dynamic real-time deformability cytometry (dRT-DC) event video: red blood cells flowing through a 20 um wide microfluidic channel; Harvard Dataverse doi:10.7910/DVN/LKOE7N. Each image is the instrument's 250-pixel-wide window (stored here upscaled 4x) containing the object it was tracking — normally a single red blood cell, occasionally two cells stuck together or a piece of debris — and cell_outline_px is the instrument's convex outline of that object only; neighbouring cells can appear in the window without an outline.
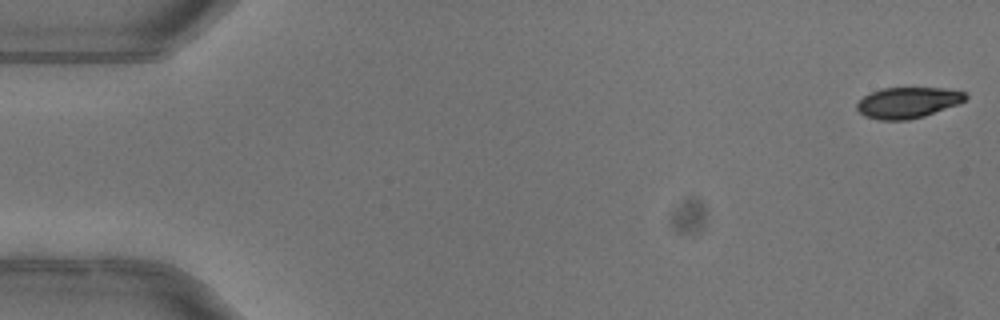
{"species": "common noctule bat (a hibernating species)", "species_latin": "Nyctalus noctula", "temperature_condition": "warm", "stored_images_in_passage": 51, "camera_frame_rate_fps": 3000, "um_per_image_px": 0.085, "animal": {"sex": "female"}, "frame": {"image": 1, "passage_image": 1, "time_ms": 0.0, "image_size_px": [1000, 320], "cell_outline_px": [[968, 96], [960, 104], [924, 116], [908, 120], [880, 120], [864, 116], [856, 108], [856, 104], [864, 96], [872, 92], [884, 88], [944, 88], [964, 92]], "centroid_in_image_um": [77.17, 8.73], "position_along_channel_um": 7.8, "area_um2": 19.54}}
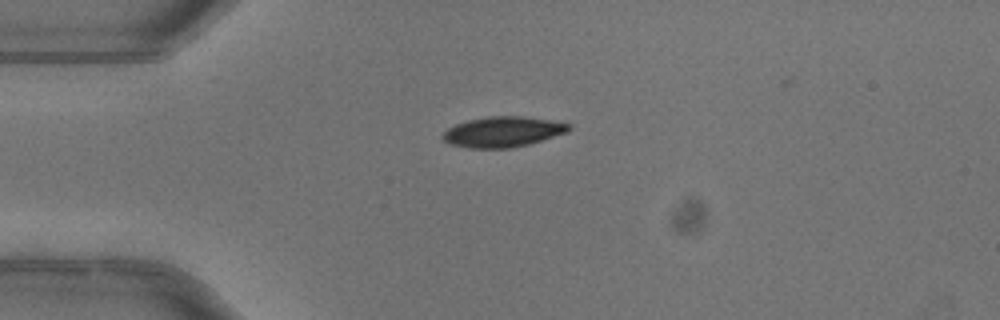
{"frame": {"image": 2, "passage_image": 13, "time_ms": 4.0, "image_size_px": [1000, 320], "cell_outline_px": [[572, 128], [568, 132], [528, 144], [508, 148], [468, 148], [452, 144], [444, 140], [440, 136], [448, 128], [456, 124], [468, 120], [488, 116], [520, 116], [548, 120], [572, 124]], "centroid_in_image_um": [42.74, 11.2], "position_along_channel_um": 42.3, "area_um2": 22.2}}
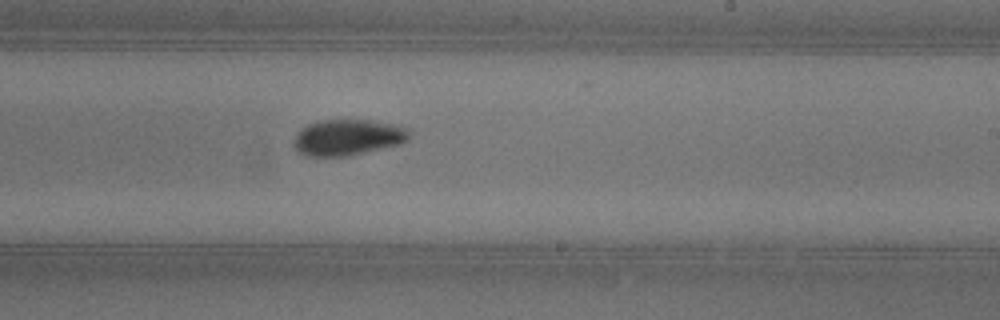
{"frame": {"image": 3, "passage_image": 31, "time_ms": 10.0, "image_size_px": [1000, 320], "cell_outline_px": [[412, 132], [408, 140], [400, 144], [348, 156], [308, 156], [300, 152], [292, 144], [292, 140], [308, 124], [320, 120], [376, 120], [408, 128]], "centroid_in_image_um": [29.6, 11.67], "position_along_channel_um": 259.4, "area_um2": 24.22}, "authors_computed_cell_mechanics": {"area_um2": 22.253, "velocity_mm_per_s": 4.0172, "shape_relaxation_time_tau1_ms": 2.2626, "shape_relaxation_time_tau2_ms": 5.0415, "deformation_change_tau1": 0.1185, "deformation_change_tau2": 0.055}}